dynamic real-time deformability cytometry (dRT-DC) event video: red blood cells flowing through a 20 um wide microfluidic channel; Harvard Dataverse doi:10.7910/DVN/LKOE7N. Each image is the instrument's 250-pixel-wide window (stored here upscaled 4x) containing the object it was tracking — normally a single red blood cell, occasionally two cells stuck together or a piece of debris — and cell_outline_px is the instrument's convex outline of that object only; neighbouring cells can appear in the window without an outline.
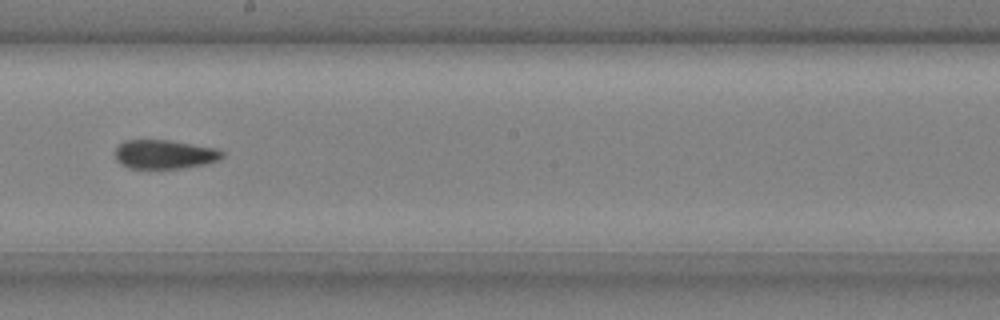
{"species": "common noctule bat (a hibernating species)", "species_latin": "Nyctalus noctula", "temperature_condition": "cold", "stored_images_in_passage": 10, "camera_frame_rate_fps": 3000, "um_per_image_px": 0.085, "animal": {"sex": "male", "body_mass_g": 20.4}, "frame": {"image": 1, "passage_image": 7, "time_ms": 2.0, "image_size_px": [1000, 320], "cell_outline_px": [[224, 156], [220, 160], [204, 164], [180, 168], [128, 168], [120, 164], [116, 160], [116, 148], [124, 140], [168, 140], [216, 148], [224, 152]], "centroid_in_image_um": [13.99, 13.12], "position_along_channel_um": 234.2, "area_um2": 18.03}}